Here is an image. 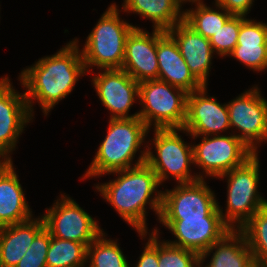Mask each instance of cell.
Wrapping results in <instances>:
<instances>
[{
	"instance_id": "6da1fadb",
	"label": "cell",
	"mask_w": 267,
	"mask_h": 267,
	"mask_svg": "<svg viewBox=\"0 0 267 267\" xmlns=\"http://www.w3.org/2000/svg\"><path fill=\"white\" fill-rule=\"evenodd\" d=\"M79 39L69 41L51 56H44L25 67L18 81L26 91L25 97L34 117V101L47 116L58 103L75 88L79 78L86 75Z\"/></svg>"
},
{
	"instance_id": "7a4b0ae2",
	"label": "cell",
	"mask_w": 267,
	"mask_h": 267,
	"mask_svg": "<svg viewBox=\"0 0 267 267\" xmlns=\"http://www.w3.org/2000/svg\"><path fill=\"white\" fill-rule=\"evenodd\" d=\"M117 175L106 183L94 185L101 197L114 208L119 216L136 232H148L147 205L159 220L163 191L153 169L146 163L105 175Z\"/></svg>"
},
{
	"instance_id": "3957f363",
	"label": "cell",
	"mask_w": 267,
	"mask_h": 267,
	"mask_svg": "<svg viewBox=\"0 0 267 267\" xmlns=\"http://www.w3.org/2000/svg\"><path fill=\"white\" fill-rule=\"evenodd\" d=\"M108 124L104 140L99 144L96 155L82 175L83 181L135 167L146 160L147 150L143 143L147 142L145 140L150 130L141 118L109 119ZM141 146L145 149L140 150ZM139 151L140 155L136 161L135 156Z\"/></svg>"
},
{
	"instance_id": "277c9868",
	"label": "cell",
	"mask_w": 267,
	"mask_h": 267,
	"mask_svg": "<svg viewBox=\"0 0 267 267\" xmlns=\"http://www.w3.org/2000/svg\"><path fill=\"white\" fill-rule=\"evenodd\" d=\"M118 7V8H117ZM119 6L111 3L87 36L81 49L86 72L97 69H121L123 65L125 43L134 28L120 18Z\"/></svg>"
},
{
	"instance_id": "5b68a950",
	"label": "cell",
	"mask_w": 267,
	"mask_h": 267,
	"mask_svg": "<svg viewBox=\"0 0 267 267\" xmlns=\"http://www.w3.org/2000/svg\"><path fill=\"white\" fill-rule=\"evenodd\" d=\"M254 153L242 165L220 175L218 179L227 180L226 209L217 207L223 221L232 229H241L252 216L267 205V199L259 190L260 160ZM225 211V212H224Z\"/></svg>"
},
{
	"instance_id": "8992f818",
	"label": "cell",
	"mask_w": 267,
	"mask_h": 267,
	"mask_svg": "<svg viewBox=\"0 0 267 267\" xmlns=\"http://www.w3.org/2000/svg\"><path fill=\"white\" fill-rule=\"evenodd\" d=\"M181 131L182 128L154 129L150 144L149 141L146 144L145 162L153 169L161 185L170 178L176 183L199 180L198 172H191V166L194 165L192 143L183 140L179 133Z\"/></svg>"
},
{
	"instance_id": "52a82bcc",
	"label": "cell",
	"mask_w": 267,
	"mask_h": 267,
	"mask_svg": "<svg viewBox=\"0 0 267 267\" xmlns=\"http://www.w3.org/2000/svg\"><path fill=\"white\" fill-rule=\"evenodd\" d=\"M188 93L155 79L139 83V118L149 130L183 128L187 116ZM153 126V127H152Z\"/></svg>"
},
{
	"instance_id": "ba28073f",
	"label": "cell",
	"mask_w": 267,
	"mask_h": 267,
	"mask_svg": "<svg viewBox=\"0 0 267 267\" xmlns=\"http://www.w3.org/2000/svg\"><path fill=\"white\" fill-rule=\"evenodd\" d=\"M191 136L202 140L193 144V163L203 170L199 172V179L217 178L242 165L254 152L249 149L236 135Z\"/></svg>"
},
{
	"instance_id": "9c48e42d",
	"label": "cell",
	"mask_w": 267,
	"mask_h": 267,
	"mask_svg": "<svg viewBox=\"0 0 267 267\" xmlns=\"http://www.w3.org/2000/svg\"><path fill=\"white\" fill-rule=\"evenodd\" d=\"M262 95L254 85L226 103L230 127L236 130L232 133L254 153H260V145L267 143V100Z\"/></svg>"
},
{
	"instance_id": "30bf717a",
	"label": "cell",
	"mask_w": 267,
	"mask_h": 267,
	"mask_svg": "<svg viewBox=\"0 0 267 267\" xmlns=\"http://www.w3.org/2000/svg\"><path fill=\"white\" fill-rule=\"evenodd\" d=\"M56 202L45 209V228L52 237L83 243L88 246L104 230L92 215L87 213L71 197L60 194Z\"/></svg>"
},
{
	"instance_id": "8fae6325",
	"label": "cell",
	"mask_w": 267,
	"mask_h": 267,
	"mask_svg": "<svg viewBox=\"0 0 267 267\" xmlns=\"http://www.w3.org/2000/svg\"><path fill=\"white\" fill-rule=\"evenodd\" d=\"M216 197L204 179L177 183L163 191L159 218L222 217Z\"/></svg>"
},
{
	"instance_id": "7c38bea8",
	"label": "cell",
	"mask_w": 267,
	"mask_h": 267,
	"mask_svg": "<svg viewBox=\"0 0 267 267\" xmlns=\"http://www.w3.org/2000/svg\"><path fill=\"white\" fill-rule=\"evenodd\" d=\"M12 84L8 76L0 78V161H12L20 135L34 118L25 93L15 90Z\"/></svg>"
},
{
	"instance_id": "4fadbf2b",
	"label": "cell",
	"mask_w": 267,
	"mask_h": 267,
	"mask_svg": "<svg viewBox=\"0 0 267 267\" xmlns=\"http://www.w3.org/2000/svg\"><path fill=\"white\" fill-rule=\"evenodd\" d=\"M93 76L91 82L101 103L110 111V119L139 117V112L129 114L139 99V83L126 71L99 69Z\"/></svg>"
},
{
	"instance_id": "5bb4252c",
	"label": "cell",
	"mask_w": 267,
	"mask_h": 267,
	"mask_svg": "<svg viewBox=\"0 0 267 267\" xmlns=\"http://www.w3.org/2000/svg\"><path fill=\"white\" fill-rule=\"evenodd\" d=\"M159 223L176 237L173 241L166 240L167 243L199 255L232 230L222 217L159 218Z\"/></svg>"
},
{
	"instance_id": "9a60e30c",
	"label": "cell",
	"mask_w": 267,
	"mask_h": 267,
	"mask_svg": "<svg viewBox=\"0 0 267 267\" xmlns=\"http://www.w3.org/2000/svg\"><path fill=\"white\" fill-rule=\"evenodd\" d=\"M207 88L188 93L187 116L182 128L187 136L223 135L232 130L226 103L221 104L216 97L209 96Z\"/></svg>"
},
{
	"instance_id": "2e32d148",
	"label": "cell",
	"mask_w": 267,
	"mask_h": 267,
	"mask_svg": "<svg viewBox=\"0 0 267 267\" xmlns=\"http://www.w3.org/2000/svg\"><path fill=\"white\" fill-rule=\"evenodd\" d=\"M134 28L125 43L122 70L138 83L158 79L157 29Z\"/></svg>"
},
{
	"instance_id": "e0dca14e",
	"label": "cell",
	"mask_w": 267,
	"mask_h": 267,
	"mask_svg": "<svg viewBox=\"0 0 267 267\" xmlns=\"http://www.w3.org/2000/svg\"><path fill=\"white\" fill-rule=\"evenodd\" d=\"M177 43L180 53L192 74L204 85H208L212 69L213 51L209 39L195 32L184 21L166 31Z\"/></svg>"
},
{
	"instance_id": "ac0fdd59",
	"label": "cell",
	"mask_w": 267,
	"mask_h": 267,
	"mask_svg": "<svg viewBox=\"0 0 267 267\" xmlns=\"http://www.w3.org/2000/svg\"><path fill=\"white\" fill-rule=\"evenodd\" d=\"M158 79L192 93L204 85L192 74L175 40L164 30L157 29Z\"/></svg>"
},
{
	"instance_id": "d6986e66",
	"label": "cell",
	"mask_w": 267,
	"mask_h": 267,
	"mask_svg": "<svg viewBox=\"0 0 267 267\" xmlns=\"http://www.w3.org/2000/svg\"><path fill=\"white\" fill-rule=\"evenodd\" d=\"M14 167L13 161H0V227L33 218Z\"/></svg>"
},
{
	"instance_id": "ffe728a7",
	"label": "cell",
	"mask_w": 267,
	"mask_h": 267,
	"mask_svg": "<svg viewBox=\"0 0 267 267\" xmlns=\"http://www.w3.org/2000/svg\"><path fill=\"white\" fill-rule=\"evenodd\" d=\"M228 57L255 72L267 70V23L241 16L237 45Z\"/></svg>"
},
{
	"instance_id": "44dd1931",
	"label": "cell",
	"mask_w": 267,
	"mask_h": 267,
	"mask_svg": "<svg viewBox=\"0 0 267 267\" xmlns=\"http://www.w3.org/2000/svg\"><path fill=\"white\" fill-rule=\"evenodd\" d=\"M44 228L42 216L0 227V267H15Z\"/></svg>"
},
{
	"instance_id": "7402d4cb",
	"label": "cell",
	"mask_w": 267,
	"mask_h": 267,
	"mask_svg": "<svg viewBox=\"0 0 267 267\" xmlns=\"http://www.w3.org/2000/svg\"><path fill=\"white\" fill-rule=\"evenodd\" d=\"M209 256L211 259L204 266ZM253 262V254L240 230H231L200 254V267H249Z\"/></svg>"
},
{
	"instance_id": "603a6c76",
	"label": "cell",
	"mask_w": 267,
	"mask_h": 267,
	"mask_svg": "<svg viewBox=\"0 0 267 267\" xmlns=\"http://www.w3.org/2000/svg\"><path fill=\"white\" fill-rule=\"evenodd\" d=\"M175 0H123L121 11L152 21L154 29L167 31L183 21L184 11Z\"/></svg>"
},
{
	"instance_id": "cb8c5ba5",
	"label": "cell",
	"mask_w": 267,
	"mask_h": 267,
	"mask_svg": "<svg viewBox=\"0 0 267 267\" xmlns=\"http://www.w3.org/2000/svg\"><path fill=\"white\" fill-rule=\"evenodd\" d=\"M214 2L215 8L199 3L194 5L195 8L183 10V21L207 39L213 36L232 16L216 1Z\"/></svg>"
},
{
	"instance_id": "d4e9b609",
	"label": "cell",
	"mask_w": 267,
	"mask_h": 267,
	"mask_svg": "<svg viewBox=\"0 0 267 267\" xmlns=\"http://www.w3.org/2000/svg\"><path fill=\"white\" fill-rule=\"evenodd\" d=\"M126 258L117 240L108 239L103 231L87 246L86 267H129Z\"/></svg>"
},
{
	"instance_id": "484cf974",
	"label": "cell",
	"mask_w": 267,
	"mask_h": 267,
	"mask_svg": "<svg viewBox=\"0 0 267 267\" xmlns=\"http://www.w3.org/2000/svg\"><path fill=\"white\" fill-rule=\"evenodd\" d=\"M46 265L47 267H86L87 246L51 236Z\"/></svg>"
},
{
	"instance_id": "4316f807",
	"label": "cell",
	"mask_w": 267,
	"mask_h": 267,
	"mask_svg": "<svg viewBox=\"0 0 267 267\" xmlns=\"http://www.w3.org/2000/svg\"><path fill=\"white\" fill-rule=\"evenodd\" d=\"M239 230L246 238L254 261L267 266V205Z\"/></svg>"
},
{
	"instance_id": "83f0119b",
	"label": "cell",
	"mask_w": 267,
	"mask_h": 267,
	"mask_svg": "<svg viewBox=\"0 0 267 267\" xmlns=\"http://www.w3.org/2000/svg\"><path fill=\"white\" fill-rule=\"evenodd\" d=\"M158 227L151 232L158 234V267H198L200 255L195 251L176 247L161 239ZM161 241V242H160Z\"/></svg>"
},
{
	"instance_id": "f1b7e54d",
	"label": "cell",
	"mask_w": 267,
	"mask_h": 267,
	"mask_svg": "<svg viewBox=\"0 0 267 267\" xmlns=\"http://www.w3.org/2000/svg\"><path fill=\"white\" fill-rule=\"evenodd\" d=\"M241 16L232 15L226 23L209 38L214 53L220 57L229 56L237 45Z\"/></svg>"
},
{
	"instance_id": "f546056e",
	"label": "cell",
	"mask_w": 267,
	"mask_h": 267,
	"mask_svg": "<svg viewBox=\"0 0 267 267\" xmlns=\"http://www.w3.org/2000/svg\"><path fill=\"white\" fill-rule=\"evenodd\" d=\"M50 241L51 234L44 228L34 238L25 255L15 267H47L46 257Z\"/></svg>"
},
{
	"instance_id": "4dcf8cb0",
	"label": "cell",
	"mask_w": 267,
	"mask_h": 267,
	"mask_svg": "<svg viewBox=\"0 0 267 267\" xmlns=\"http://www.w3.org/2000/svg\"><path fill=\"white\" fill-rule=\"evenodd\" d=\"M141 239H146L147 242L144 244V250L138 257L139 260L134 265L135 267H158V234L155 232H138ZM131 267V266H129Z\"/></svg>"
},
{
	"instance_id": "1f68e13d",
	"label": "cell",
	"mask_w": 267,
	"mask_h": 267,
	"mask_svg": "<svg viewBox=\"0 0 267 267\" xmlns=\"http://www.w3.org/2000/svg\"><path fill=\"white\" fill-rule=\"evenodd\" d=\"M232 15L247 17L254 4V0H214Z\"/></svg>"
},
{
	"instance_id": "d6a6232c",
	"label": "cell",
	"mask_w": 267,
	"mask_h": 267,
	"mask_svg": "<svg viewBox=\"0 0 267 267\" xmlns=\"http://www.w3.org/2000/svg\"><path fill=\"white\" fill-rule=\"evenodd\" d=\"M175 1L179 4V6H180L181 8H183L182 5H183V4H186L187 2L191 3L190 5H191L192 7H193L192 4L204 3L203 0H175Z\"/></svg>"
},
{
	"instance_id": "836d02e7",
	"label": "cell",
	"mask_w": 267,
	"mask_h": 267,
	"mask_svg": "<svg viewBox=\"0 0 267 267\" xmlns=\"http://www.w3.org/2000/svg\"><path fill=\"white\" fill-rule=\"evenodd\" d=\"M249 267H264V266L260 263H257L256 261H254Z\"/></svg>"
}]
</instances>
